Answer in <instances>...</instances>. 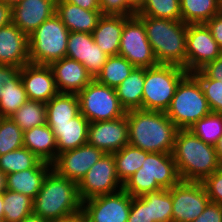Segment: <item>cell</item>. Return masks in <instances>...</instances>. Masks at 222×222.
Segmentation results:
<instances>
[{
  "label": "cell",
  "instance_id": "33",
  "mask_svg": "<svg viewBox=\"0 0 222 222\" xmlns=\"http://www.w3.org/2000/svg\"><path fill=\"white\" fill-rule=\"evenodd\" d=\"M4 222H20L33 214V199L18 192L6 190L3 193Z\"/></svg>",
  "mask_w": 222,
  "mask_h": 222
},
{
  "label": "cell",
  "instance_id": "36",
  "mask_svg": "<svg viewBox=\"0 0 222 222\" xmlns=\"http://www.w3.org/2000/svg\"><path fill=\"white\" fill-rule=\"evenodd\" d=\"M206 144L215 146L222 135V114L210 112L188 128Z\"/></svg>",
  "mask_w": 222,
  "mask_h": 222
},
{
  "label": "cell",
  "instance_id": "29",
  "mask_svg": "<svg viewBox=\"0 0 222 222\" xmlns=\"http://www.w3.org/2000/svg\"><path fill=\"white\" fill-rule=\"evenodd\" d=\"M180 10L185 24H205L220 12V0H180Z\"/></svg>",
  "mask_w": 222,
  "mask_h": 222
},
{
  "label": "cell",
  "instance_id": "13",
  "mask_svg": "<svg viewBox=\"0 0 222 222\" xmlns=\"http://www.w3.org/2000/svg\"><path fill=\"white\" fill-rule=\"evenodd\" d=\"M172 222H192L210 202L202 182L180 181L171 188Z\"/></svg>",
  "mask_w": 222,
  "mask_h": 222
},
{
  "label": "cell",
  "instance_id": "6",
  "mask_svg": "<svg viewBox=\"0 0 222 222\" xmlns=\"http://www.w3.org/2000/svg\"><path fill=\"white\" fill-rule=\"evenodd\" d=\"M210 112L199 81L188 73L179 82L165 113L178 129H188Z\"/></svg>",
  "mask_w": 222,
  "mask_h": 222
},
{
  "label": "cell",
  "instance_id": "12",
  "mask_svg": "<svg viewBox=\"0 0 222 222\" xmlns=\"http://www.w3.org/2000/svg\"><path fill=\"white\" fill-rule=\"evenodd\" d=\"M132 196L124 189L100 195L82 202L86 222H127Z\"/></svg>",
  "mask_w": 222,
  "mask_h": 222
},
{
  "label": "cell",
  "instance_id": "28",
  "mask_svg": "<svg viewBox=\"0 0 222 222\" xmlns=\"http://www.w3.org/2000/svg\"><path fill=\"white\" fill-rule=\"evenodd\" d=\"M144 68L135 67L130 75L115 88L122 107L127 111L142 109Z\"/></svg>",
  "mask_w": 222,
  "mask_h": 222
},
{
  "label": "cell",
  "instance_id": "4",
  "mask_svg": "<svg viewBox=\"0 0 222 222\" xmlns=\"http://www.w3.org/2000/svg\"><path fill=\"white\" fill-rule=\"evenodd\" d=\"M137 17L144 23L158 64L174 65L186 70L187 24L182 20Z\"/></svg>",
  "mask_w": 222,
  "mask_h": 222
},
{
  "label": "cell",
  "instance_id": "50",
  "mask_svg": "<svg viewBox=\"0 0 222 222\" xmlns=\"http://www.w3.org/2000/svg\"><path fill=\"white\" fill-rule=\"evenodd\" d=\"M50 222H86V221H85V217H84L83 213L79 212V213L74 214L72 216L58 219V220H53Z\"/></svg>",
  "mask_w": 222,
  "mask_h": 222
},
{
  "label": "cell",
  "instance_id": "44",
  "mask_svg": "<svg viewBox=\"0 0 222 222\" xmlns=\"http://www.w3.org/2000/svg\"><path fill=\"white\" fill-rule=\"evenodd\" d=\"M192 222H222V205L209 202L203 213Z\"/></svg>",
  "mask_w": 222,
  "mask_h": 222
},
{
  "label": "cell",
  "instance_id": "20",
  "mask_svg": "<svg viewBox=\"0 0 222 222\" xmlns=\"http://www.w3.org/2000/svg\"><path fill=\"white\" fill-rule=\"evenodd\" d=\"M29 63V36L12 22L1 27L0 64L21 68Z\"/></svg>",
  "mask_w": 222,
  "mask_h": 222
},
{
  "label": "cell",
  "instance_id": "43",
  "mask_svg": "<svg viewBox=\"0 0 222 222\" xmlns=\"http://www.w3.org/2000/svg\"><path fill=\"white\" fill-rule=\"evenodd\" d=\"M127 222H154L150 220L149 202L141 196L132 197L130 214Z\"/></svg>",
  "mask_w": 222,
  "mask_h": 222
},
{
  "label": "cell",
  "instance_id": "30",
  "mask_svg": "<svg viewBox=\"0 0 222 222\" xmlns=\"http://www.w3.org/2000/svg\"><path fill=\"white\" fill-rule=\"evenodd\" d=\"M150 152L134 147L130 144L125 145L121 150L114 152L113 156L116 163L118 179L124 184L138 169L142 167L146 156Z\"/></svg>",
  "mask_w": 222,
  "mask_h": 222
},
{
  "label": "cell",
  "instance_id": "2",
  "mask_svg": "<svg viewBox=\"0 0 222 222\" xmlns=\"http://www.w3.org/2000/svg\"><path fill=\"white\" fill-rule=\"evenodd\" d=\"M172 155L182 181L202 182L222 167L215 146L206 144L188 129H178Z\"/></svg>",
  "mask_w": 222,
  "mask_h": 222
},
{
  "label": "cell",
  "instance_id": "49",
  "mask_svg": "<svg viewBox=\"0 0 222 222\" xmlns=\"http://www.w3.org/2000/svg\"><path fill=\"white\" fill-rule=\"evenodd\" d=\"M11 22V7L0 1V28Z\"/></svg>",
  "mask_w": 222,
  "mask_h": 222
},
{
  "label": "cell",
  "instance_id": "55",
  "mask_svg": "<svg viewBox=\"0 0 222 222\" xmlns=\"http://www.w3.org/2000/svg\"><path fill=\"white\" fill-rule=\"evenodd\" d=\"M0 1L12 8L13 6L20 4L24 0H0Z\"/></svg>",
  "mask_w": 222,
  "mask_h": 222
},
{
  "label": "cell",
  "instance_id": "57",
  "mask_svg": "<svg viewBox=\"0 0 222 222\" xmlns=\"http://www.w3.org/2000/svg\"><path fill=\"white\" fill-rule=\"evenodd\" d=\"M220 12L222 13V0H220Z\"/></svg>",
  "mask_w": 222,
  "mask_h": 222
},
{
  "label": "cell",
  "instance_id": "35",
  "mask_svg": "<svg viewBox=\"0 0 222 222\" xmlns=\"http://www.w3.org/2000/svg\"><path fill=\"white\" fill-rule=\"evenodd\" d=\"M149 202L150 220L154 222H172L171 189H161L141 196Z\"/></svg>",
  "mask_w": 222,
  "mask_h": 222
},
{
  "label": "cell",
  "instance_id": "15",
  "mask_svg": "<svg viewBox=\"0 0 222 222\" xmlns=\"http://www.w3.org/2000/svg\"><path fill=\"white\" fill-rule=\"evenodd\" d=\"M103 154L101 149L85 144L59 153L52 163V169L58 175L79 183Z\"/></svg>",
  "mask_w": 222,
  "mask_h": 222
},
{
  "label": "cell",
  "instance_id": "11",
  "mask_svg": "<svg viewBox=\"0 0 222 222\" xmlns=\"http://www.w3.org/2000/svg\"><path fill=\"white\" fill-rule=\"evenodd\" d=\"M121 189H123V183L118 179L113 153H104L78 183L79 197L82 202L96 196L112 194Z\"/></svg>",
  "mask_w": 222,
  "mask_h": 222
},
{
  "label": "cell",
  "instance_id": "17",
  "mask_svg": "<svg viewBox=\"0 0 222 222\" xmlns=\"http://www.w3.org/2000/svg\"><path fill=\"white\" fill-rule=\"evenodd\" d=\"M66 57L74 59L85 66L95 79L106 63L108 55L101 51L93 36L86 32H70L67 41Z\"/></svg>",
  "mask_w": 222,
  "mask_h": 222
},
{
  "label": "cell",
  "instance_id": "45",
  "mask_svg": "<svg viewBox=\"0 0 222 222\" xmlns=\"http://www.w3.org/2000/svg\"><path fill=\"white\" fill-rule=\"evenodd\" d=\"M200 71L210 79L222 81V54L206 64Z\"/></svg>",
  "mask_w": 222,
  "mask_h": 222
},
{
  "label": "cell",
  "instance_id": "31",
  "mask_svg": "<svg viewBox=\"0 0 222 222\" xmlns=\"http://www.w3.org/2000/svg\"><path fill=\"white\" fill-rule=\"evenodd\" d=\"M28 100L20 72L2 86L0 92V117H11Z\"/></svg>",
  "mask_w": 222,
  "mask_h": 222
},
{
  "label": "cell",
  "instance_id": "19",
  "mask_svg": "<svg viewBox=\"0 0 222 222\" xmlns=\"http://www.w3.org/2000/svg\"><path fill=\"white\" fill-rule=\"evenodd\" d=\"M56 12V0H24L11 8V22L28 36Z\"/></svg>",
  "mask_w": 222,
  "mask_h": 222
},
{
  "label": "cell",
  "instance_id": "1",
  "mask_svg": "<svg viewBox=\"0 0 222 222\" xmlns=\"http://www.w3.org/2000/svg\"><path fill=\"white\" fill-rule=\"evenodd\" d=\"M126 117L130 145L147 152H173L178 128L165 112L136 109Z\"/></svg>",
  "mask_w": 222,
  "mask_h": 222
},
{
  "label": "cell",
  "instance_id": "52",
  "mask_svg": "<svg viewBox=\"0 0 222 222\" xmlns=\"http://www.w3.org/2000/svg\"><path fill=\"white\" fill-rule=\"evenodd\" d=\"M20 222H50V221H48L44 218H41L40 216L31 214L30 216L22 219Z\"/></svg>",
  "mask_w": 222,
  "mask_h": 222
},
{
  "label": "cell",
  "instance_id": "54",
  "mask_svg": "<svg viewBox=\"0 0 222 222\" xmlns=\"http://www.w3.org/2000/svg\"><path fill=\"white\" fill-rule=\"evenodd\" d=\"M215 150H216L218 159L222 162V135L219 137L215 145Z\"/></svg>",
  "mask_w": 222,
  "mask_h": 222
},
{
  "label": "cell",
  "instance_id": "40",
  "mask_svg": "<svg viewBox=\"0 0 222 222\" xmlns=\"http://www.w3.org/2000/svg\"><path fill=\"white\" fill-rule=\"evenodd\" d=\"M191 74L199 81L211 112L222 114V81L207 78L200 70Z\"/></svg>",
  "mask_w": 222,
  "mask_h": 222
},
{
  "label": "cell",
  "instance_id": "47",
  "mask_svg": "<svg viewBox=\"0 0 222 222\" xmlns=\"http://www.w3.org/2000/svg\"><path fill=\"white\" fill-rule=\"evenodd\" d=\"M19 67L7 64H0V92L8 80H12L19 72Z\"/></svg>",
  "mask_w": 222,
  "mask_h": 222
},
{
  "label": "cell",
  "instance_id": "56",
  "mask_svg": "<svg viewBox=\"0 0 222 222\" xmlns=\"http://www.w3.org/2000/svg\"><path fill=\"white\" fill-rule=\"evenodd\" d=\"M4 200H3V194H0V219L3 220L4 217Z\"/></svg>",
  "mask_w": 222,
  "mask_h": 222
},
{
  "label": "cell",
  "instance_id": "7",
  "mask_svg": "<svg viewBox=\"0 0 222 222\" xmlns=\"http://www.w3.org/2000/svg\"><path fill=\"white\" fill-rule=\"evenodd\" d=\"M187 74L184 68L174 65L144 68L142 109L166 112L179 82Z\"/></svg>",
  "mask_w": 222,
  "mask_h": 222
},
{
  "label": "cell",
  "instance_id": "21",
  "mask_svg": "<svg viewBox=\"0 0 222 222\" xmlns=\"http://www.w3.org/2000/svg\"><path fill=\"white\" fill-rule=\"evenodd\" d=\"M49 67L59 93L77 94L93 80L84 65L68 57L51 63Z\"/></svg>",
  "mask_w": 222,
  "mask_h": 222
},
{
  "label": "cell",
  "instance_id": "37",
  "mask_svg": "<svg viewBox=\"0 0 222 222\" xmlns=\"http://www.w3.org/2000/svg\"><path fill=\"white\" fill-rule=\"evenodd\" d=\"M40 159L26 147L0 155V170L7 174L33 168Z\"/></svg>",
  "mask_w": 222,
  "mask_h": 222
},
{
  "label": "cell",
  "instance_id": "34",
  "mask_svg": "<svg viewBox=\"0 0 222 222\" xmlns=\"http://www.w3.org/2000/svg\"><path fill=\"white\" fill-rule=\"evenodd\" d=\"M11 119L23 130L46 124V103L27 100L11 116Z\"/></svg>",
  "mask_w": 222,
  "mask_h": 222
},
{
  "label": "cell",
  "instance_id": "53",
  "mask_svg": "<svg viewBox=\"0 0 222 222\" xmlns=\"http://www.w3.org/2000/svg\"><path fill=\"white\" fill-rule=\"evenodd\" d=\"M6 179L7 175L0 170V194H3L7 190Z\"/></svg>",
  "mask_w": 222,
  "mask_h": 222
},
{
  "label": "cell",
  "instance_id": "10",
  "mask_svg": "<svg viewBox=\"0 0 222 222\" xmlns=\"http://www.w3.org/2000/svg\"><path fill=\"white\" fill-rule=\"evenodd\" d=\"M118 55L137 68H149L158 64L144 23L136 15L124 23Z\"/></svg>",
  "mask_w": 222,
  "mask_h": 222
},
{
  "label": "cell",
  "instance_id": "27",
  "mask_svg": "<svg viewBox=\"0 0 222 222\" xmlns=\"http://www.w3.org/2000/svg\"><path fill=\"white\" fill-rule=\"evenodd\" d=\"M80 114L75 93H58L46 103V124H64Z\"/></svg>",
  "mask_w": 222,
  "mask_h": 222
},
{
  "label": "cell",
  "instance_id": "41",
  "mask_svg": "<svg viewBox=\"0 0 222 222\" xmlns=\"http://www.w3.org/2000/svg\"><path fill=\"white\" fill-rule=\"evenodd\" d=\"M202 184L206 190L210 202L222 205V167L212 175L207 176Z\"/></svg>",
  "mask_w": 222,
  "mask_h": 222
},
{
  "label": "cell",
  "instance_id": "16",
  "mask_svg": "<svg viewBox=\"0 0 222 222\" xmlns=\"http://www.w3.org/2000/svg\"><path fill=\"white\" fill-rule=\"evenodd\" d=\"M87 144L114 153L129 144L127 117L89 123Z\"/></svg>",
  "mask_w": 222,
  "mask_h": 222
},
{
  "label": "cell",
  "instance_id": "25",
  "mask_svg": "<svg viewBox=\"0 0 222 222\" xmlns=\"http://www.w3.org/2000/svg\"><path fill=\"white\" fill-rule=\"evenodd\" d=\"M53 131L58 154L87 144L89 121L80 113L64 124H47Z\"/></svg>",
  "mask_w": 222,
  "mask_h": 222
},
{
  "label": "cell",
  "instance_id": "18",
  "mask_svg": "<svg viewBox=\"0 0 222 222\" xmlns=\"http://www.w3.org/2000/svg\"><path fill=\"white\" fill-rule=\"evenodd\" d=\"M20 76L28 100L47 103L59 93L51 68L47 65L26 64Z\"/></svg>",
  "mask_w": 222,
  "mask_h": 222
},
{
  "label": "cell",
  "instance_id": "48",
  "mask_svg": "<svg viewBox=\"0 0 222 222\" xmlns=\"http://www.w3.org/2000/svg\"><path fill=\"white\" fill-rule=\"evenodd\" d=\"M86 10H100L99 0H63Z\"/></svg>",
  "mask_w": 222,
  "mask_h": 222
},
{
  "label": "cell",
  "instance_id": "3",
  "mask_svg": "<svg viewBox=\"0 0 222 222\" xmlns=\"http://www.w3.org/2000/svg\"><path fill=\"white\" fill-rule=\"evenodd\" d=\"M82 212L78 183L58 175L51 169L33 200V214L48 221Z\"/></svg>",
  "mask_w": 222,
  "mask_h": 222
},
{
  "label": "cell",
  "instance_id": "8",
  "mask_svg": "<svg viewBox=\"0 0 222 222\" xmlns=\"http://www.w3.org/2000/svg\"><path fill=\"white\" fill-rule=\"evenodd\" d=\"M70 31L56 13L29 35L31 64L47 65L66 57Z\"/></svg>",
  "mask_w": 222,
  "mask_h": 222
},
{
  "label": "cell",
  "instance_id": "51",
  "mask_svg": "<svg viewBox=\"0 0 222 222\" xmlns=\"http://www.w3.org/2000/svg\"><path fill=\"white\" fill-rule=\"evenodd\" d=\"M145 0H126L128 6L135 12L137 13L142 5L144 4Z\"/></svg>",
  "mask_w": 222,
  "mask_h": 222
},
{
  "label": "cell",
  "instance_id": "22",
  "mask_svg": "<svg viewBox=\"0 0 222 222\" xmlns=\"http://www.w3.org/2000/svg\"><path fill=\"white\" fill-rule=\"evenodd\" d=\"M55 13L70 32L90 34H92L102 17L100 10H86L63 0H56Z\"/></svg>",
  "mask_w": 222,
  "mask_h": 222
},
{
  "label": "cell",
  "instance_id": "26",
  "mask_svg": "<svg viewBox=\"0 0 222 222\" xmlns=\"http://www.w3.org/2000/svg\"><path fill=\"white\" fill-rule=\"evenodd\" d=\"M23 146L41 161L50 164L54 162L58 155L55 135L47 124L25 130Z\"/></svg>",
  "mask_w": 222,
  "mask_h": 222
},
{
  "label": "cell",
  "instance_id": "38",
  "mask_svg": "<svg viewBox=\"0 0 222 222\" xmlns=\"http://www.w3.org/2000/svg\"><path fill=\"white\" fill-rule=\"evenodd\" d=\"M136 16L180 21V0H145Z\"/></svg>",
  "mask_w": 222,
  "mask_h": 222
},
{
  "label": "cell",
  "instance_id": "9",
  "mask_svg": "<svg viewBox=\"0 0 222 222\" xmlns=\"http://www.w3.org/2000/svg\"><path fill=\"white\" fill-rule=\"evenodd\" d=\"M80 113L89 121L113 120L126 115L114 88L98 83L93 79L77 93Z\"/></svg>",
  "mask_w": 222,
  "mask_h": 222
},
{
  "label": "cell",
  "instance_id": "42",
  "mask_svg": "<svg viewBox=\"0 0 222 222\" xmlns=\"http://www.w3.org/2000/svg\"><path fill=\"white\" fill-rule=\"evenodd\" d=\"M102 15L135 16L136 13L128 6L126 0H99Z\"/></svg>",
  "mask_w": 222,
  "mask_h": 222
},
{
  "label": "cell",
  "instance_id": "39",
  "mask_svg": "<svg viewBox=\"0 0 222 222\" xmlns=\"http://www.w3.org/2000/svg\"><path fill=\"white\" fill-rule=\"evenodd\" d=\"M23 134L11 117H0V155L23 147Z\"/></svg>",
  "mask_w": 222,
  "mask_h": 222
},
{
  "label": "cell",
  "instance_id": "23",
  "mask_svg": "<svg viewBox=\"0 0 222 222\" xmlns=\"http://www.w3.org/2000/svg\"><path fill=\"white\" fill-rule=\"evenodd\" d=\"M132 16L102 15L92 36L101 51L108 56L118 55L124 23Z\"/></svg>",
  "mask_w": 222,
  "mask_h": 222
},
{
  "label": "cell",
  "instance_id": "14",
  "mask_svg": "<svg viewBox=\"0 0 222 222\" xmlns=\"http://www.w3.org/2000/svg\"><path fill=\"white\" fill-rule=\"evenodd\" d=\"M222 54L205 24H187L186 71L193 73Z\"/></svg>",
  "mask_w": 222,
  "mask_h": 222
},
{
  "label": "cell",
  "instance_id": "46",
  "mask_svg": "<svg viewBox=\"0 0 222 222\" xmlns=\"http://www.w3.org/2000/svg\"><path fill=\"white\" fill-rule=\"evenodd\" d=\"M205 25L210 30L219 48L222 50V13L219 12L217 15L213 16Z\"/></svg>",
  "mask_w": 222,
  "mask_h": 222
},
{
  "label": "cell",
  "instance_id": "5",
  "mask_svg": "<svg viewBox=\"0 0 222 222\" xmlns=\"http://www.w3.org/2000/svg\"><path fill=\"white\" fill-rule=\"evenodd\" d=\"M142 164L123 184L132 197L171 189L181 181L172 153L150 152Z\"/></svg>",
  "mask_w": 222,
  "mask_h": 222
},
{
  "label": "cell",
  "instance_id": "24",
  "mask_svg": "<svg viewBox=\"0 0 222 222\" xmlns=\"http://www.w3.org/2000/svg\"><path fill=\"white\" fill-rule=\"evenodd\" d=\"M51 169L52 164L40 160L33 168L7 174V190L25 194L34 200Z\"/></svg>",
  "mask_w": 222,
  "mask_h": 222
},
{
  "label": "cell",
  "instance_id": "32",
  "mask_svg": "<svg viewBox=\"0 0 222 222\" xmlns=\"http://www.w3.org/2000/svg\"><path fill=\"white\" fill-rule=\"evenodd\" d=\"M135 67L123 56H108L101 72L95 80L111 88L118 87L132 72Z\"/></svg>",
  "mask_w": 222,
  "mask_h": 222
}]
</instances>
